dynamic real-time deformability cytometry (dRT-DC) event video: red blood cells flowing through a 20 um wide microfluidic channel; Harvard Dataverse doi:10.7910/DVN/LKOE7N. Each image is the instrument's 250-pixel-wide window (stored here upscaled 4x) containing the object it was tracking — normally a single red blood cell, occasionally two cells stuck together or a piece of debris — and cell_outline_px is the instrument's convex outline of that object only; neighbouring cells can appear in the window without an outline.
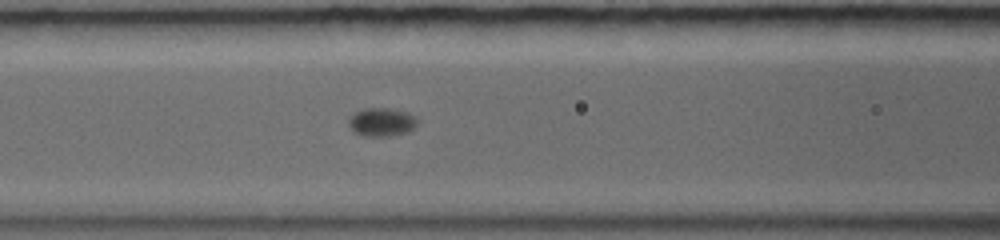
{"species": "common noctule bat (a hibernating species)", "species_latin": "Nyctalus noctula", "temperature_condition": "warm", "stored_images_in_passage": 43, "camera_frame_rate_fps": 5000, "um_per_image_px": 0.085, "animal": {"sex": "female", "body_mass_g": 19.0, "forearm_length_mm": 56.7}, "frame": {"image": 1, "passage_image": 12, "time_ms": 4.8, "image_size_px": [1000, 240], "cell_outline_px": [[416, 124], [408, 132], [388, 136], [368, 136], [356, 132], [348, 124], [348, 120], [356, 112], [364, 108], [388, 108], [408, 112], [416, 116]], "centroid_in_image_um": [32.46, 10.36], "position_along_channel_um": 134.1, "area_um2": 11.16}}
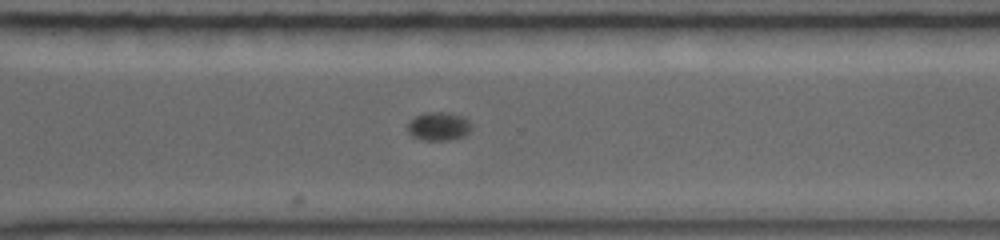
{"frame": {"image": 2, "passage_image": 26, "time_ms": 9.8, "image_size_px": [1000, 240], "cell_outline_px": [[472, 128], [464, 136], [444, 140], [424, 140], [412, 136], [408, 132], [408, 124], [416, 116], [424, 112], [444, 112], [464, 116], [472, 124]], "centroid_in_image_um": [37.31, 10.72], "position_along_channel_um": 333.3, "area_um2": 10.52}}
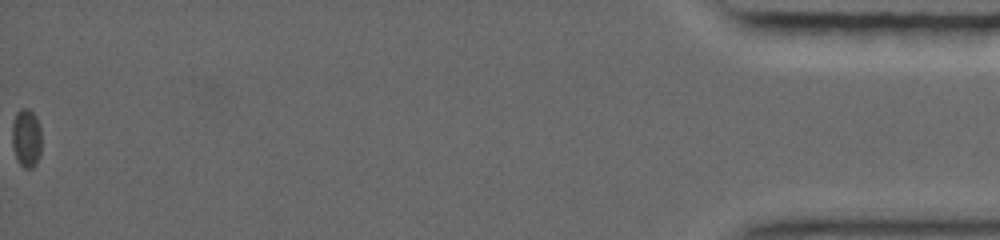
{"frame": {"image": 3, "passage_image": 43, "time_ms": 16.0, "image_size_px": [1000, 240], "cell_outline_px": [[40, 156], [36, 164], [32, 168], [24, 168], [16, 160], [12, 144], [12, 124], [16, 112], [20, 108], [28, 108], [36, 116], [40, 128]], "centroid_in_image_um": [2.22, 11.73], "position_along_channel_um": 433.0, "area_um2": 10.17}, "authors_computed_cell_mechanics": {"area_um2": 10.115, "velocity_mm_per_s": 3.9895, "shape_relaxation_time_tau1_ms": 1.8148, "shape_relaxation_time_tau2_ms": null, "deformation_change_tau1": 0.057, "deformation_change_tau2": null}}